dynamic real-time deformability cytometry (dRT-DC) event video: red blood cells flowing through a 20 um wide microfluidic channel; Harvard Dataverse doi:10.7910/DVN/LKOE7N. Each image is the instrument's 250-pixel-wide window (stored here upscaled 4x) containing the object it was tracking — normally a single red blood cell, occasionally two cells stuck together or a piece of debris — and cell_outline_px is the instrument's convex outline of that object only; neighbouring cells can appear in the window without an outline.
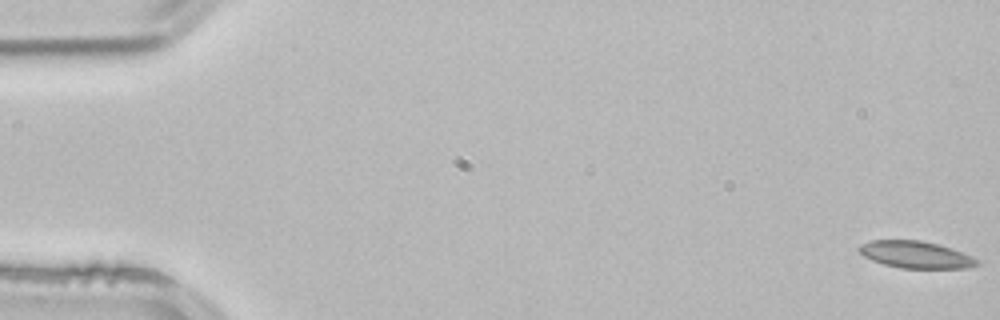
{"species": "common noctule bat (a hibernating species)", "species_latin": "Nyctalus noctula", "temperature_condition": "room temperature", "stored_images_in_passage": 17, "camera_frame_rate_fps": 3000, "um_per_image_px": 0.085, "animal": {"sex": "male", "body_mass_g": 21.5, "forearm_length_mm": 52.0}, "frame": {"image": 1, "passage_image": 1, "time_ms": 0.0, "image_size_px": [1000, 320], "cell_outline_px": [[980, 264], [968, 268], [900, 268], [884, 264], [872, 260], [864, 256], [856, 248], [860, 244], [872, 240], [920, 240], [940, 244], [952, 248], [972, 256], [980, 260]], "centroid_in_image_um": [77.86, 21.64], "position_along_channel_um": 7.1, "area_um2": 18.73}}
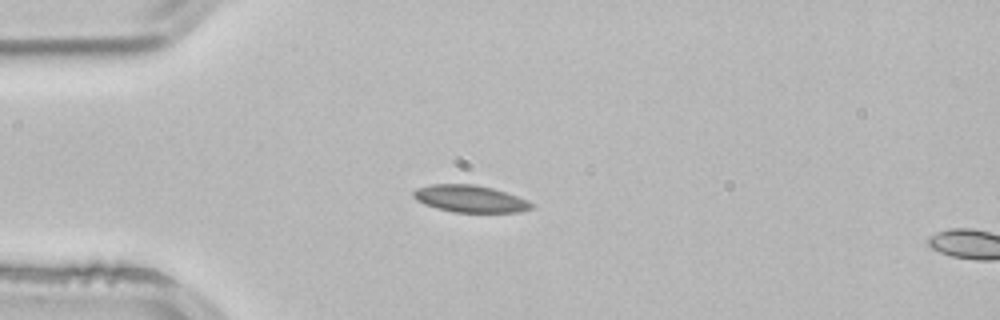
{"frame": {"image": 2, "passage_image": 14, "time_ms": 4.333, "image_size_px": [1000, 320], "cell_outline_px": [[536, 208], [520, 212], [452, 212], [436, 208], [424, 204], [416, 200], [412, 196], [412, 192], [416, 188], [432, 184], [476, 184], [492, 188], [528, 200]], "centroid_in_image_um": [39.94, 16.9], "position_along_channel_um": 45.1, "area_um2": 18.73}}